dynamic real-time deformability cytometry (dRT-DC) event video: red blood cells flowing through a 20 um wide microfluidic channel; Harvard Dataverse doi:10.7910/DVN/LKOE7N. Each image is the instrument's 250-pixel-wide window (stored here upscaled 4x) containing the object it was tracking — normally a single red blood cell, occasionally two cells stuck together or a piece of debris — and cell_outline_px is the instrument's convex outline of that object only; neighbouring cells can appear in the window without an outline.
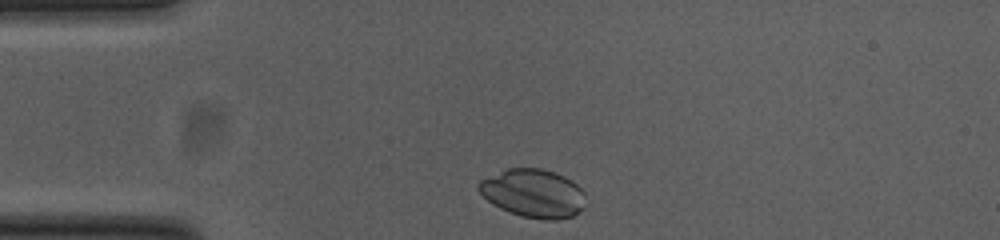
{"species": "common noctule bat (a hibernating species)", "species_latin": "Nyctalus noctula", "temperature_condition": "cold", "stored_images_in_passage": 32, "camera_frame_rate_fps": 3000, "um_per_image_px": 0.085, "animal": {"sex": "female", "body_mass_g": 23.0, "forearm_length_mm": 53.4}, "frame": {"image": 1, "passage_image": 1, "time_ms": 0.0, "image_size_px": [1000, 240], "cell_outline_px": [[584, 196], [580, 212], [572, 216], [556, 220], [544, 220], [520, 216], [500, 208], [492, 204], [476, 188], [476, 184], [480, 180], [508, 168], [540, 168], [564, 176], [572, 180], [584, 192]], "centroid_in_image_um": [45.3, 16.43], "position_along_channel_um": 39.7, "area_um2": 30.0}}
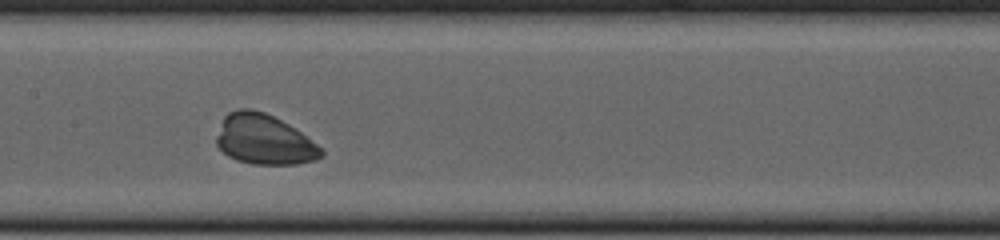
{"frame": {"image": 2, "passage_image": 15, "time_ms": 4.667, "image_size_px": [1000, 240], "cell_outline_px": [[324, 156], [316, 160], [296, 164], [252, 164], [236, 160], [228, 156], [216, 144], [216, 136], [224, 116], [228, 112], [240, 108], [252, 108], [264, 112], [288, 124], [300, 132], [316, 144], [324, 152]], "centroid_in_image_um": [22.43, 11.86], "position_along_channel_um": 185.0, "area_um2": 30.46}}
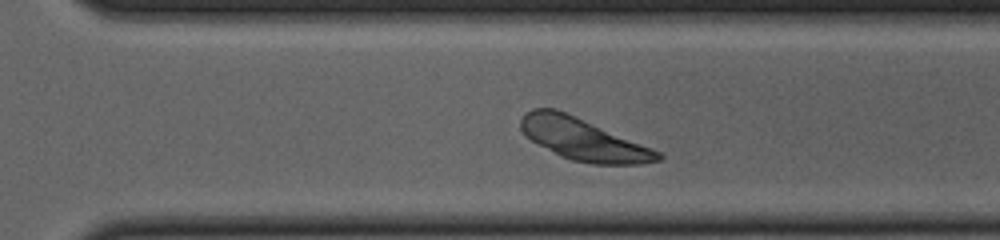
{"frame": {"image": 3, "passage_image": 26, "time_ms": 8.333, "image_size_px": [1000, 240], "cell_outline_px": [[664, 160], [644, 164], [592, 164], [572, 160], [560, 156], [532, 140], [520, 128], [520, 120], [524, 112], [532, 108], [556, 108], [652, 148], [660, 152], [664, 156]], "centroid_in_image_um": [49.59, 11.84], "position_along_channel_um": 321.0, "area_um2": 33.35}}